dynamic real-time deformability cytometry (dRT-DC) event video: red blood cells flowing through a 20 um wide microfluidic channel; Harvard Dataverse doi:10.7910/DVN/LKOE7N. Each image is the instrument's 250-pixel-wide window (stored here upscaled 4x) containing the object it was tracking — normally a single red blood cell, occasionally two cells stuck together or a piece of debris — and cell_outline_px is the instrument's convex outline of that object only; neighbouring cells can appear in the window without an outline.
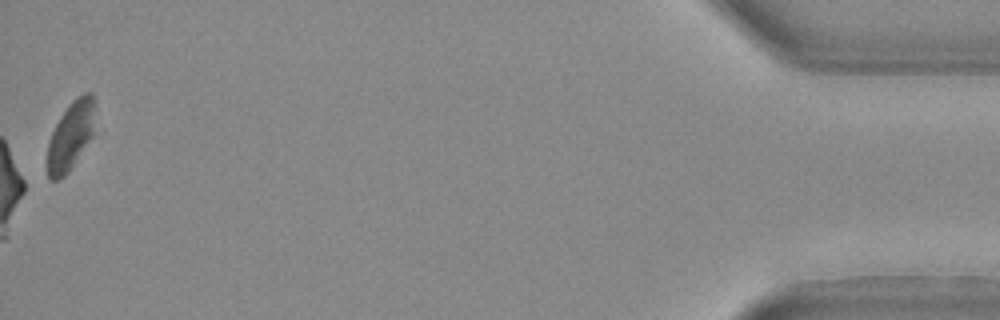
{"species": "Egyptian fruit bat (a non-hibernating species)", "species_latin": "Rousettus aegyptiacus", "temperature_condition": "warm", "stored_images_in_passage": 35, "camera_frame_rate_fps": 3000, "um_per_image_px": 0.085, "animal": {"sex": "female"}, "frame": {"image": 1, "passage_image": 35, "time_ms": 11.333, "image_size_px": [1000, 320], "cell_outline_px": [[92, 136], [68, 172], [64, 176], [56, 180], [52, 180], [48, 176], [48, 144], [52, 132], [60, 116], [68, 104], [76, 96], [84, 92], [92, 92]], "centroid_in_image_um": [5.97, 11.53], "position_along_channel_um": 429.2, "area_um2": 18.32}}